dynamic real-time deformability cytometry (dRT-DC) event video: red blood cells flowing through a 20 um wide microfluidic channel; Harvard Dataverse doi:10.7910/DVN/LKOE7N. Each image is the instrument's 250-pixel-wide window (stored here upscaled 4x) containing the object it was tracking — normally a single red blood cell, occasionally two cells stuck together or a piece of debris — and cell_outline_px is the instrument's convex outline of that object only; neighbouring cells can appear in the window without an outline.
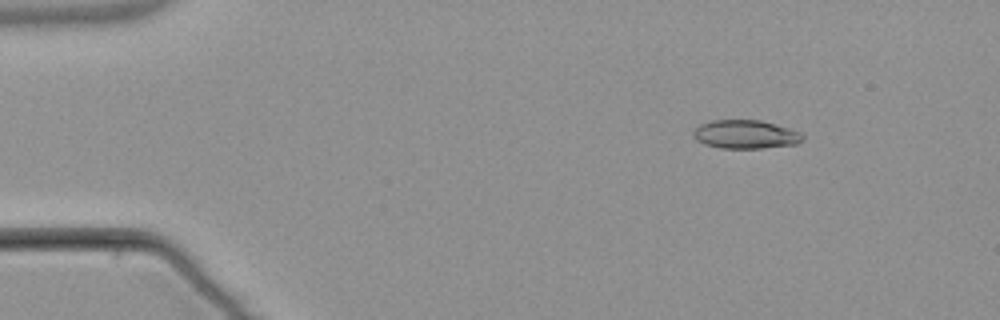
{"species": "common noctule bat (a hibernating species)", "species_latin": "Nyctalus noctula", "temperature_condition": "warm", "stored_images_in_passage": 5, "camera_frame_rate_fps": 3000, "um_per_image_px": 0.085, "animal": {"sex": "male", "body_mass_g": 21.5, "forearm_length_mm": 52.0}, "frame": {"image": 1, "passage_image": 2, "time_ms": 1.0, "image_size_px": [1000, 320], "cell_outline_px": [[804, 140], [796, 144], [764, 148], [720, 148], [704, 144], [696, 140], [692, 136], [692, 132], [700, 124], [712, 120], [760, 120], [804, 132]], "centroid_in_image_um": [63.39, 11.42], "position_along_channel_um": 21.6, "area_um2": 18.44}}